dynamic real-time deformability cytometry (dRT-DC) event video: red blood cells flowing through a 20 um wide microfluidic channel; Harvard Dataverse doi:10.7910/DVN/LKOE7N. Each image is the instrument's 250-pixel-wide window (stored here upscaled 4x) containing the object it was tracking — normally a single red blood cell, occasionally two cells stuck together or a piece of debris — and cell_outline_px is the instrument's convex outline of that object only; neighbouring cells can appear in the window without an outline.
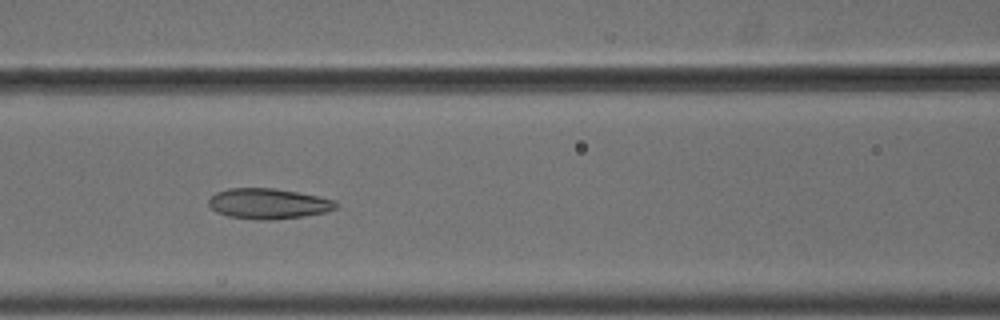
{"species": "common noctule bat (a hibernating species)", "species_latin": "Nyctalus noctula", "temperature_condition": "cold", "stored_images_in_passage": 13, "camera_frame_rate_fps": 3000, "um_per_image_px": 0.085, "animal": {"sex": "male", "body_mass_g": 18.8}, "frame": {"image": 1, "passage_image": 6, "time_ms": 1.667, "image_size_px": [1000, 320], "cell_outline_px": [[340, 204], [336, 208], [328, 212], [304, 216], [268, 220], [256, 220], [228, 216], [216, 212], [208, 204], [208, 200], [216, 192], [228, 188], [276, 188], [336, 200]], "centroid_in_image_um": [22.82, 17.31], "position_along_channel_um": 143.8, "area_um2": 22.72}}
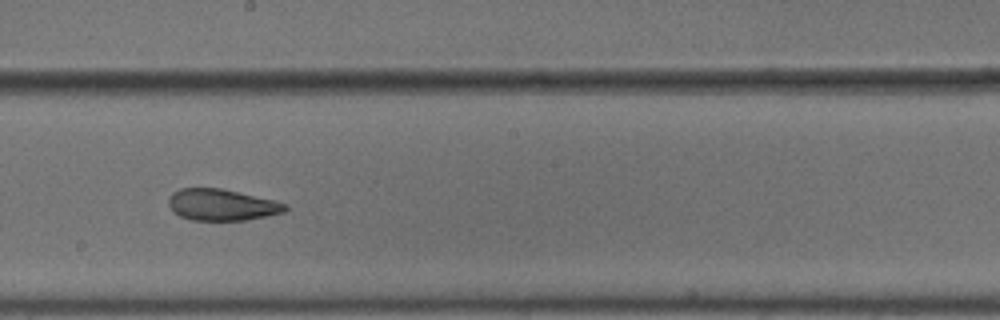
{"frame": {"image": 2, "passage_image": 8, "time_ms": 2.333, "image_size_px": [1000, 320], "cell_outline_px": [[288, 208], [284, 212], [244, 220], [192, 220], [180, 216], [172, 212], [168, 204], [168, 200], [172, 192], [180, 188], [220, 188], [276, 200], [288, 204]], "centroid_in_image_um": [18.83, 17.4], "position_along_channel_um": 229.4, "area_um2": 21.44}}
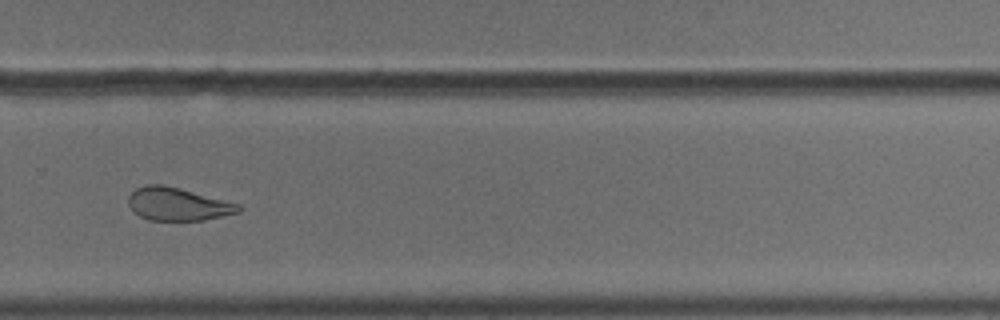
{"frame": {"image": 3, "passage_image": 10, "time_ms": 3.0, "image_size_px": [1000, 320], "cell_outline_px": [[244, 208], [240, 212], [204, 220], [148, 220], [140, 216], [128, 204], [128, 196], [136, 188], [144, 184], [164, 184], [180, 188], [240, 204]], "centroid_in_image_um": [15.13, 17.34], "position_along_channel_um": 314.7, "area_um2": 21.21}}